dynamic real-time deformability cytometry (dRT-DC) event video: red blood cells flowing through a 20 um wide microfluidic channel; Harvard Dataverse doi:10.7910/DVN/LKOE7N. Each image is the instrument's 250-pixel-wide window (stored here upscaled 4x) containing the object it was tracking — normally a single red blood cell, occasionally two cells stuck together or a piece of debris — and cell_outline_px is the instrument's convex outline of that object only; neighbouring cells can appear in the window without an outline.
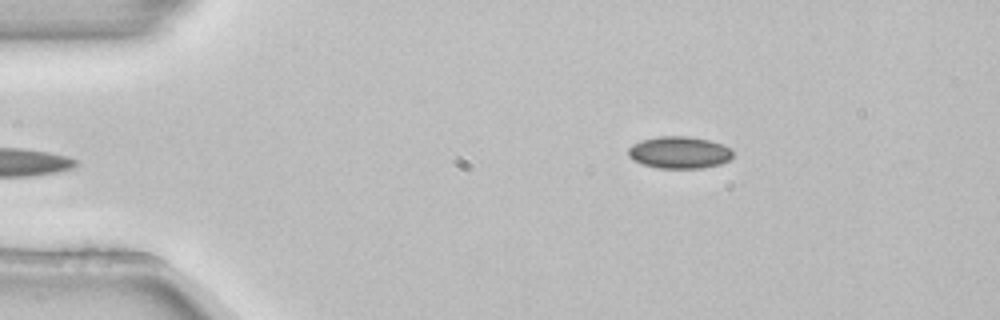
{"species": "common noctule bat (a hibernating species)", "species_latin": "Nyctalus noctula", "temperature_condition": "room temperature", "stored_images_in_passage": 4, "camera_frame_rate_fps": 3000, "um_per_image_px": 0.085, "animal": {"sex": "female", "body_mass_g": 22.7, "forearm_length_mm": 54.2}, "frame": {"image": 1, "passage_image": 4, "time_ms": 1.0, "image_size_px": [1000, 320], "cell_outline_px": [[732, 156], [728, 160], [720, 164], [700, 168], [656, 168], [632, 160], [628, 156], [628, 148], [632, 144], [640, 140], [656, 136], [688, 136], [708, 140], [724, 144], [732, 152]], "centroid_in_image_um": [57.69, 12.95], "position_along_channel_um": 27.3, "area_um2": 19.59}}